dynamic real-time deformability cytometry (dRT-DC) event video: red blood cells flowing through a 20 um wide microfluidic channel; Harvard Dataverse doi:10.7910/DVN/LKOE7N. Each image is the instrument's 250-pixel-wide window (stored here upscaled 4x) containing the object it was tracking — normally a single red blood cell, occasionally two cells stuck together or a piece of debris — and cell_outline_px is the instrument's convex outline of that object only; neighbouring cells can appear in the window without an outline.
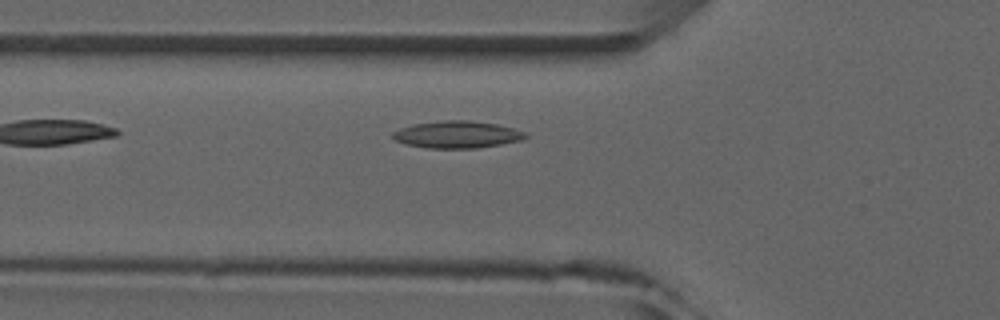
{"species": "common noctule bat (a hibernating species)", "species_latin": "Nyctalus noctula", "temperature_condition": "room temperature", "stored_images_in_passage": 4, "camera_frame_rate_fps": 3000, "um_per_image_px": 0.085, "animal": {"sex": "male", "forearm_length_mm": 52.5}, "frame": {"image": 1, "passage_image": 4, "time_ms": 3.667, "image_size_px": [1000, 320], "cell_outline_px": [[528, 136], [524, 140], [476, 148], [424, 148], [404, 144], [396, 140], [392, 136], [392, 132], [400, 128], [412, 124], [440, 120], [468, 120], [496, 124], [512, 128], [524, 132]], "centroid_in_image_um": [38.82, 11.43], "position_along_channel_um": 87.0, "area_um2": 21.04}}